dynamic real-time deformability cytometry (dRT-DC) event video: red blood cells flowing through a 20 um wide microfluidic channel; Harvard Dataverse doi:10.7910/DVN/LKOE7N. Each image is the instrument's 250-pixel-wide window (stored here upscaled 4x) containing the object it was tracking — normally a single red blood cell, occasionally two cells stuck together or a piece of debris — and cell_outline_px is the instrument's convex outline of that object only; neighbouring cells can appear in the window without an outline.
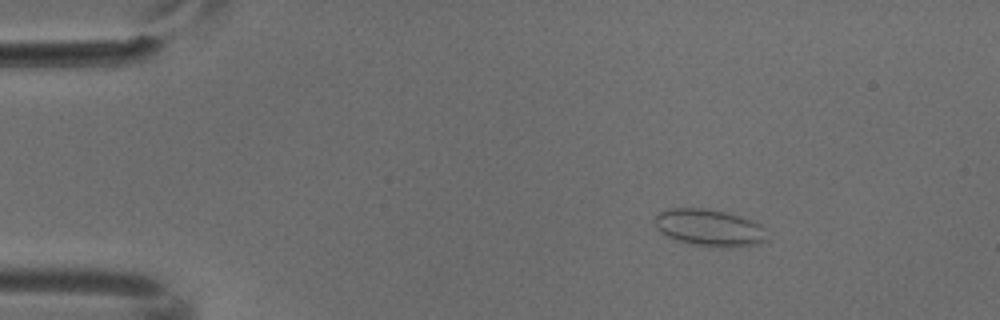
{"species": "common noctule bat (a hibernating species)", "species_latin": "Nyctalus noctula", "temperature_condition": "cold", "stored_images_in_passage": 3, "camera_frame_rate_fps": 3000, "um_per_image_px": 0.085, "animal": {"sex": "male", "body_mass_g": 18.8}, "frame": {"image": 1, "passage_image": 1, "time_ms": 0.0, "image_size_px": [1000, 320], "cell_outline_px": [[768, 240], [756, 244], [732, 248], [720, 248], [692, 244], [676, 240], [668, 236], [656, 228], [652, 220], [660, 212], [668, 208], [704, 208], [724, 212], [752, 220], [760, 224], [764, 228]], "centroid_in_image_um": [60.29, 19.37], "position_along_channel_um": 24.7, "area_um2": 24.33}}